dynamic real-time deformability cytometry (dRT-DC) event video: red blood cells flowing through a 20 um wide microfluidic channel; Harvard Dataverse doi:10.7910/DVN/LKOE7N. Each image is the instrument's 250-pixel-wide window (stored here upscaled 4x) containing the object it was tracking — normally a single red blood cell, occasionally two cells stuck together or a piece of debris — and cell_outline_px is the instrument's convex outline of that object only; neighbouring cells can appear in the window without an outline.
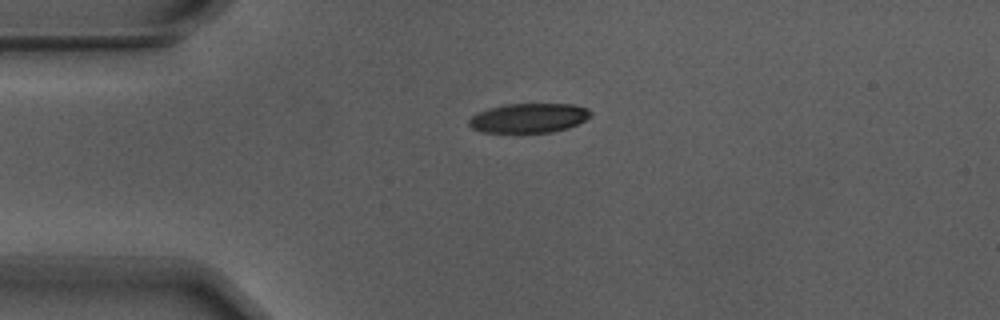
{"species": "Egyptian fruit bat (a non-hibernating species)", "species_latin": "Rousettus aegyptiacus", "temperature_condition": "warm", "stored_images_in_passage": 43, "camera_frame_rate_fps": 3000, "um_per_image_px": 0.085, "animal": {"sex": "male"}, "frame": {"image": 1, "passage_image": 1, "time_ms": 0.0, "image_size_px": [1000, 320], "cell_outline_px": [[592, 116], [568, 128], [552, 132], [484, 132], [472, 128], [468, 124], [468, 120], [476, 112], [504, 104], [572, 104], [588, 108], [592, 112]], "centroid_in_image_um": [44.95, 10.02], "position_along_channel_um": 40.0, "area_um2": 20.87}}
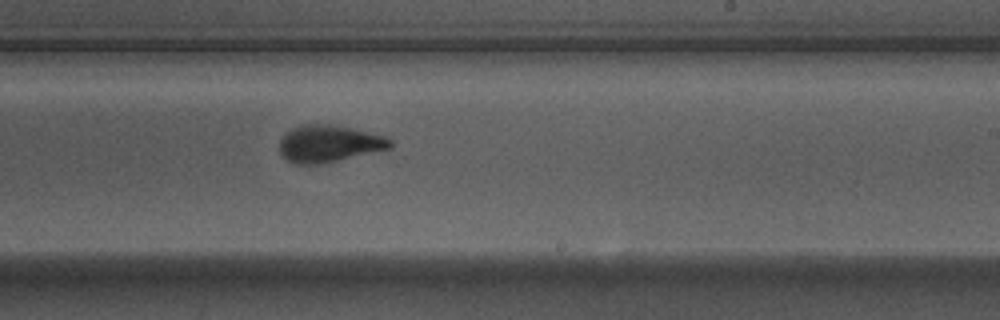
{"frame": {"image": 2, "passage_image": 21, "time_ms": 6.667, "image_size_px": [1000, 320], "cell_outline_px": [[392, 144], [388, 148], [320, 164], [296, 164], [288, 160], [280, 152], [280, 140], [292, 128], [304, 124], [324, 124], [348, 128], [384, 136], [392, 140]], "centroid_in_image_um": [27.92, 12.21], "position_along_channel_um": 261.1, "area_um2": 23.06}}
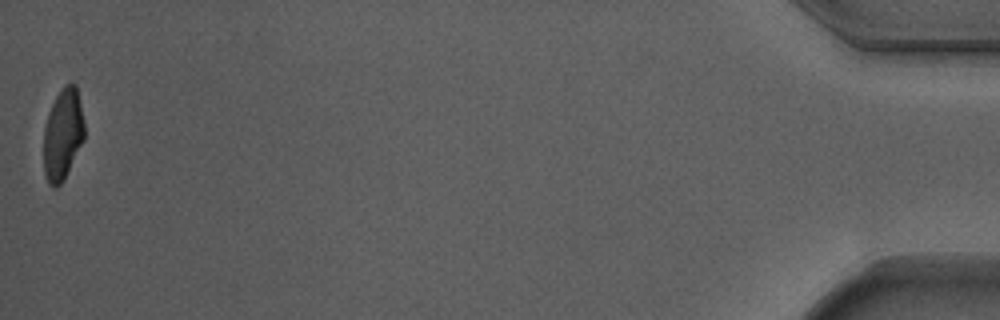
{"frame": {"image": 3, "passage_image": 43, "time_ms": 14.0, "image_size_px": [1000, 320], "cell_outline_px": [[84, 140], [60, 184], [56, 188], [52, 188], [48, 184], [44, 176], [44, 128], [48, 112], [56, 96], [64, 84], [76, 84], [84, 120]], "centroid_in_image_um": [5.33, 11.41], "position_along_channel_um": 429.9, "area_um2": 21.62}, "authors_computed_cell_mechanics": {"area_um2": 23.2934, "velocity_mm_per_s": 3.7152, "shape_relaxation_time_tau1_ms": 3.8337, "shape_relaxation_time_tau2_ms": 1.0831, "deformation_change_tau1": 0.1764, "deformation_change_tau2": 0.0862}}